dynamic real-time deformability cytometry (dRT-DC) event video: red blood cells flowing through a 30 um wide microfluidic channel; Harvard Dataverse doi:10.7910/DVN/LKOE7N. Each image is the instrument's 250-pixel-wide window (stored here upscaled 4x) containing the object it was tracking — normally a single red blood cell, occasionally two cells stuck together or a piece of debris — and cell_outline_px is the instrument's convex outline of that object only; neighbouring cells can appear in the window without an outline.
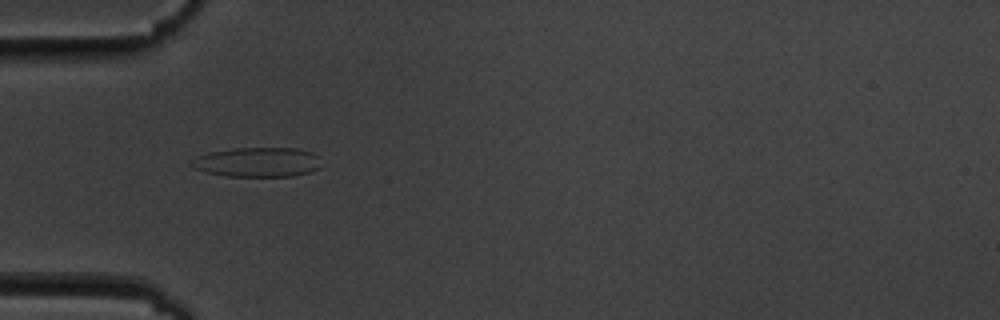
{"species": "common noctule bat (a hibernating species)", "species_latin": "Nyctalus noctula", "temperature_condition": "cold", "stored_images_in_passage": 7, "camera_frame_rate_fps": 3000, "um_per_image_px": 0.085, "animal": {"sex": "male", "body_mass_g": 19.5, "forearm_length_mm": 54.6}, "frame": {"image": 1, "passage_image": 6, "time_ms": 5.667, "image_size_px": [1000, 320], "cell_outline_px": [[320, 168], [312, 172], [292, 176], [228, 176], [208, 172], [192, 168], [188, 164], [188, 160], [196, 156], [208, 152], [232, 148], [296, 148], [312, 152], [320, 156]], "centroid_in_image_um": [21.87, 13.77], "position_along_channel_um": 63.1, "area_um2": 22.77}}